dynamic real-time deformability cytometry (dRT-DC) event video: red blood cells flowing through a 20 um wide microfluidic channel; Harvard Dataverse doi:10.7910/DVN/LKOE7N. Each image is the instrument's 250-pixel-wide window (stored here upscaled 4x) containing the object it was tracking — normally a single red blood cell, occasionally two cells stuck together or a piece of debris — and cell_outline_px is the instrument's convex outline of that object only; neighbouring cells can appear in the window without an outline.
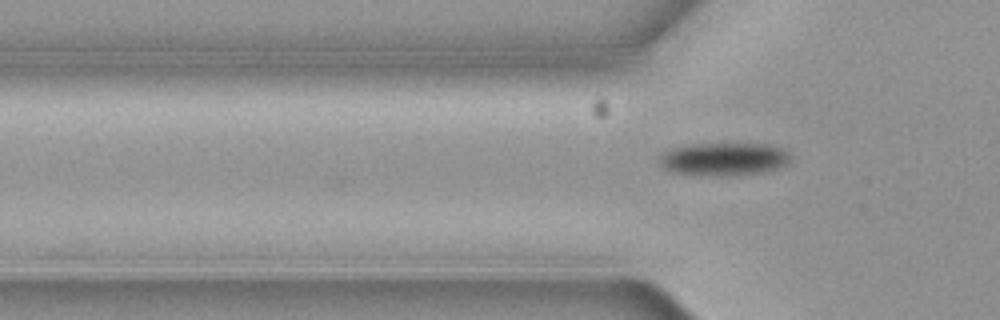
{"species": "common noctule bat (a hibernating species)", "species_latin": "Nyctalus noctula", "temperature_condition": "cold", "stored_images_in_passage": 7, "camera_frame_rate_fps": 3000, "um_per_image_px": 0.085, "animal": {"sex": "female", "body_mass_g": 19.3, "forearm_length_mm": 54.1}, "frame": {"image": 1, "passage_image": 2, "time_ms": 0.333, "image_size_px": [1000, 320], "cell_outline_px": [[792, 160], [788, 164], [780, 168], [768, 172], [676, 172], [664, 168], [660, 160], [660, 156], [664, 152], [672, 148], [692, 144], [764, 144], [780, 148], [788, 152], [792, 156]], "centroid_in_image_um": [61.64, 13.45], "position_along_channel_um": 64.2, "area_um2": 23.7}}
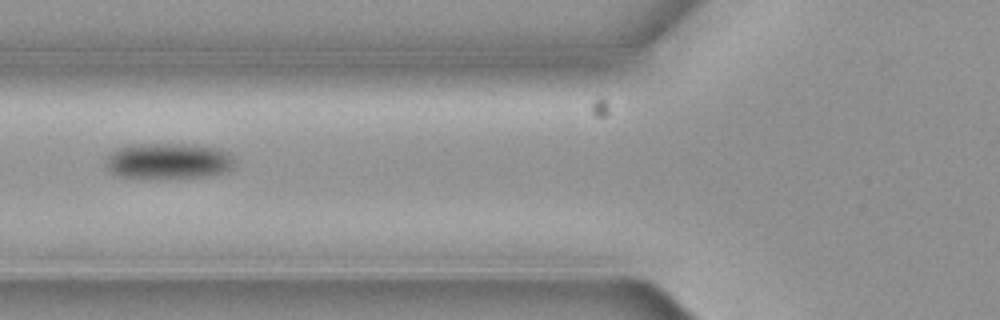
{"frame": {"image": 2, "passage_image": 3, "time_ms": 0.667, "image_size_px": [1000, 320], "cell_outline_px": [[236, 164], [228, 172], [208, 176], [160, 180], [148, 180], [116, 176], [108, 172], [104, 164], [104, 160], [116, 148], [132, 144], [192, 144], [220, 148], [228, 152], [236, 160]], "centroid_in_image_um": [14.29, 13.73], "position_along_channel_um": 111.5, "area_um2": 28.38}}
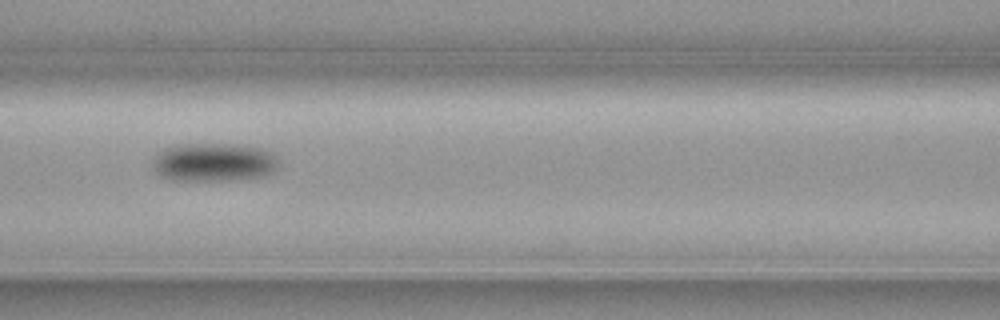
{"frame": {"image": 3, "passage_image": 4, "time_ms": 1.0, "image_size_px": [1000, 320], "cell_outline_px": [[276, 168], [272, 172], [264, 176], [224, 180], [172, 180], [160, 176], [152, 168], [152, 160], [160, 152], [168, 148], [180, 144], [232, 144], [260, 148], [272, 152], [276, 156]], "centroid_in_image_um": [18.14, 13.79], "position_along_channel_um": 148.5, "area_um2": 27.98}}